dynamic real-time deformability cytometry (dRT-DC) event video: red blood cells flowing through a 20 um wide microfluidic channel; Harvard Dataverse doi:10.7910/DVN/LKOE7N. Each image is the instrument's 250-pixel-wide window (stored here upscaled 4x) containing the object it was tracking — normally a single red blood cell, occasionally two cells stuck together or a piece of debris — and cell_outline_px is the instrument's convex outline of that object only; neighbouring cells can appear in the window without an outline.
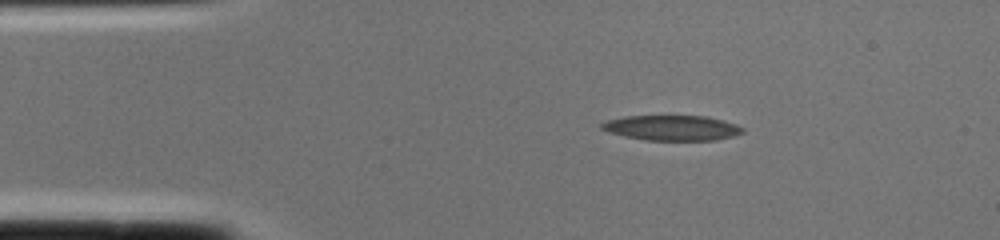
{"species": "common noctule bat (a hibernating species)", "species_latin": "Nyctalus noctula", "temperature_condition": "cold", "stored_images_in_passage": 1, "camera_frame_rate_fps": 3000, "um_per_image_px": 0.085, "animal": {"sex": "female", "body_mass_g": 22.0, "forearm_length_mm": 56.7}, "frame": {"image": 1, "passage_image": 1, "time_ms": 0.0, "image_size_px": [1000, 240], "cell_outline_px": [[744, 132], [736, 136], [716, 140], [644, 140], [624, 136], [608, 132], [600, 128], [600, 124], [608, 120], [624, 116], [708, 116], [724, 120], [736, 124], [744, 128]], "centroid_in_image_um": [57.15, 10.87], "position_along_channel_um": 27.9, "area_um2": 20.87}}